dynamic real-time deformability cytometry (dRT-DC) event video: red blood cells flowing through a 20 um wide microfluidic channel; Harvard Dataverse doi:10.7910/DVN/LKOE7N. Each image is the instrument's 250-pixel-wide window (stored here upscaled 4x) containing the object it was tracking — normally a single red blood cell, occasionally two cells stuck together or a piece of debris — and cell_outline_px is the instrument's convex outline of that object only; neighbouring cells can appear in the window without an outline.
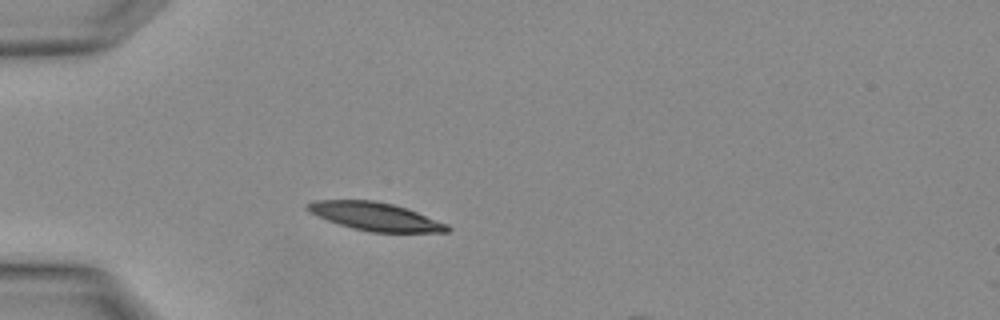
{"species": "Egyptian fruit bat (a non-hibernating species)", "species_latin": "Rousettus aegyptiacus", "temperature_condition": "warm", "stored_images_in_passage": 1, "camera_frame_rate_fps": 3000, "um_per_image_px": 0.085, "animal": {"sex": "female"}, "frame": {"image": 1, "passage_image": 1, "time_ms": 0.0, "image_size_px": [1000, 320], "cell_outline_px": [[452, 228], [448, 232], [372, 232], [352, 228], [328, 220], [304, 208], [304, 204], [316, 200], [376, 200], [392, 204], [416, 212], [448, 224]], "centroid_in_image_um": [31.9, 18.4], "position_along_channel_um": 53.1, "area_um2": 22.66}}